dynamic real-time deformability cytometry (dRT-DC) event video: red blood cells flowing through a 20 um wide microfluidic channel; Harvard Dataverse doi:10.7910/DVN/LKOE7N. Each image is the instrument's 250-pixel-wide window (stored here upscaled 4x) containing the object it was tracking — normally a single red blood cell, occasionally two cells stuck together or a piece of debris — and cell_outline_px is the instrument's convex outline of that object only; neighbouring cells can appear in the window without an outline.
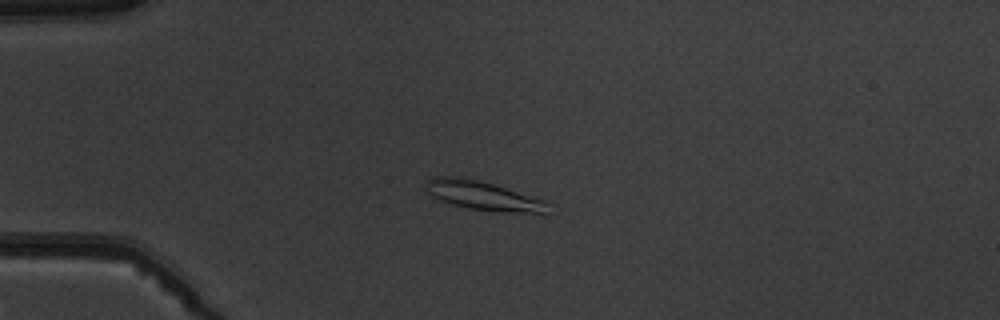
{"species": "common noctule bat (a hibernating species)", "species_latin": "Nyctalus noctula", "temperature_condition": "warm", "stored_images_in_passage": 8, "camera_frame_rate_fps": 3000, "um_per_image_px": 0.085, "animal": {"sex": "male", "body_mass_g": 19.5, "forearm_length_mm": 54.6}, "frame": {"image": 1, "passage_image": 4, "time_ms": 3.333, "image_size_px": [1000, 320], "cell_outline_px": [[548, 200], [544, 216], [500, 212], [468, 208], [452, 204], [440, 200], [432, 196], [428, 192], [428, 180], [436, 176], [460, 176], [492, 184]], "centroid_in_image_um": [41.19, 16.67], "position_along_channel_um": 43.8, "area_um2": 20.87}}
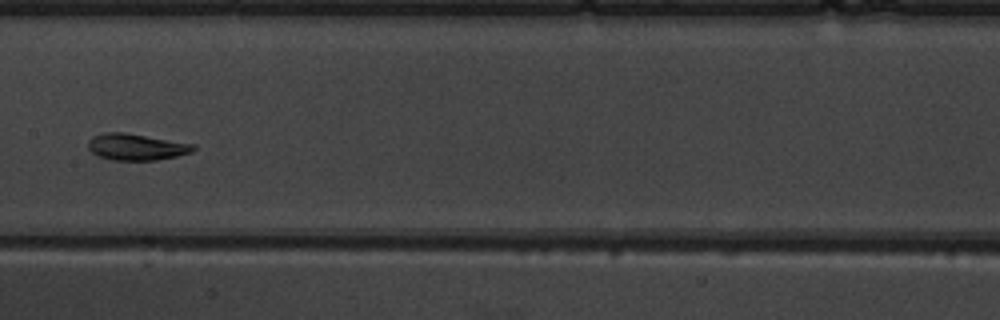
{"frame": {"image": 2, "passage_image": 8, "time_ms": 8.0, "image_size_px": [1000, 320], "cell_outline_px": [[196, 148], [192, 152], [176, 156], [156, 160], [112, 160], [100, 156], [92, 152], [88, 148], [88, 140], [92, 136], [104, 132], [124, 132], [196, 144]], "centroid_in_image_um": [11.59, 12.48], "position_along_channel_um": 195.8, "area_um2": 16.3}}